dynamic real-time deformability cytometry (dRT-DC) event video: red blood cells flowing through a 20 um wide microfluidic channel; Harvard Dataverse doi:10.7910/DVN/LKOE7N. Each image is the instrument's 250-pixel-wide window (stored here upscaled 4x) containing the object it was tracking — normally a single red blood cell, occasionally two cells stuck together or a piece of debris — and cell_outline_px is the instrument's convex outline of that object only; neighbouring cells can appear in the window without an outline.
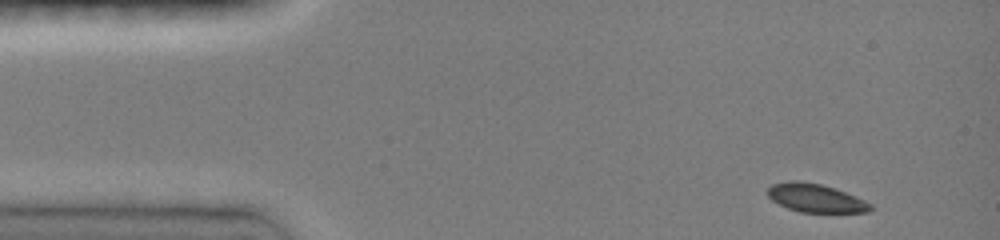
{"species": "common noctule bat (a hibernating species)", "species_latin": "Nyctalus noctula", "temperature_condition": "room temperature", "stored_images_in_passage": 42, "camera_frame_rate_fps": 3000, "um_per_image_px": 0.085, "animal": {"sex": "female", "body_mass_g": 19.0, "forearm_length_mm": 51.5}, "frame": {"image": 1, "passage_image": 1, "time_ms": 0.0, "image_size_px": [1000, 240], "cell_outline_px": [[872, 208], [868, 212], [800, 212], [788, 208], [772, 200], [768, 196], [768, 188], [772, 184], [788, 180], [800, 180], [820, 184], [836, 188], [864, 200], [872, 204]], "centroid_in_image_um": [69.31, 16.82], "position_along_channel_um": 15.7, "area_um2": 16.99}}
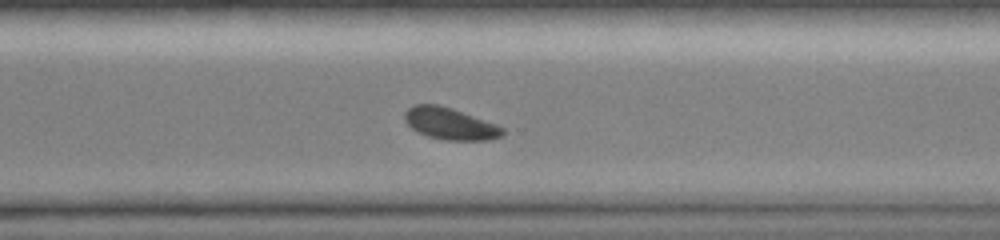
{"frame": {"image": 2, "passage_image": 31, "time_ms": 10.0, "image_size_px": [1000, 240], "cell_outline_px": [[504, 136], [488, 140], [444, 140], [428, 136], [416, 132], [404, 120], [404, 112], [408, 108], [416, 104], [440, 104], [452, 108], [496, 124], [504, 128]], "centroid_in_image_um": [38.25, 10.51], "position_along_channel_um": 332.4, "area_um2": 18.26}}
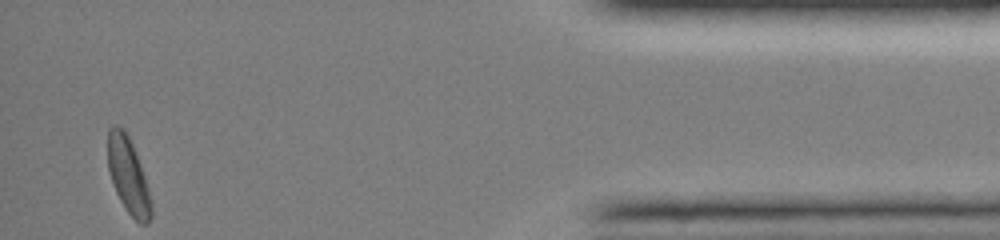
{"frame": {"image": 3, "passage_image": 42, "time_ms": 13.667, "image_size_px": [1000, 240], "cell_outline_px": [[152, 216], [148, 224], [140, 224], [124, 208], [116, 192], [108, 168], [108, 128], [112, 124], [116, 124], [128, 136], [132, 144], [140, 164], [148, 188], [152, 204]], "centroid_in_image_um": [10.91, 14.95], "position_along_channel_um": 424.3, "area_um2": 18.96}, "authors_computed_cell_mechanics": {"area_um2": 18.6116, "velocity_mm_per_s": 4.0238, "shape_relaxation_time_tau1_ms": 1.645, "shape_relaxation_time_tau2_ms": null, "deformation_change_tau1": 0.078, "deformation_change_tau2": null}}